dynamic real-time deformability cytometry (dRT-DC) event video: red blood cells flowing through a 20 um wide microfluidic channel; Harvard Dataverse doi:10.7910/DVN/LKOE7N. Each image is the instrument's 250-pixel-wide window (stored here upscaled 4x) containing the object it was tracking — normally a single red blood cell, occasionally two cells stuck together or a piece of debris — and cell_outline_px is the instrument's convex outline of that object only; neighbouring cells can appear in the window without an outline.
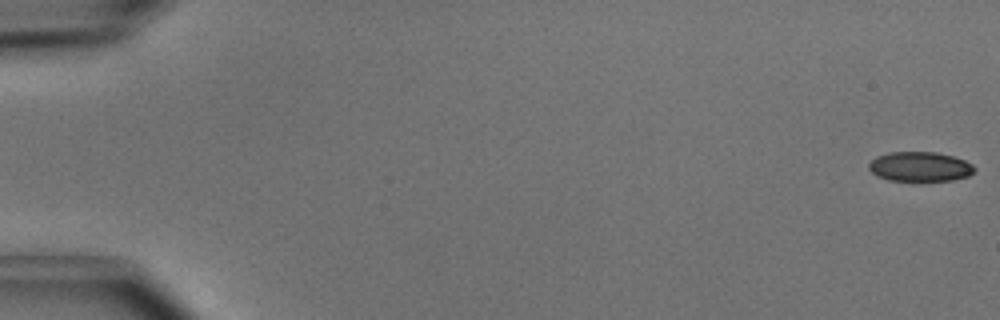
{"species": "common noctule bat (a hibernating species)", "species_latin": "Nyctalus noctula", "temperature_condition": "cold", "stored_images_in_passage": 17, "camera_frame_rate_fps": 3000, "um_per_image_px": 0.085, "animal": {"sex": "male", "body_mass_g": 15.6}, "frame": {"image": 1, "passage_image": 1, "time_ms": 0.0, "image_size_px": [1000, 320], "cell_outline_px": [[976, 168], [968, 176], [952, 180], [888, 180], [876, 176], [868, 168], [868, 164], [876, 156], [888, 152], [936, 152], [952, 156], [964, 160], [972, 164]], "centroid_in_image_um": [78.16, 14.15], "position_along_channel_um": 6.8, "area_um2": 18.15}}
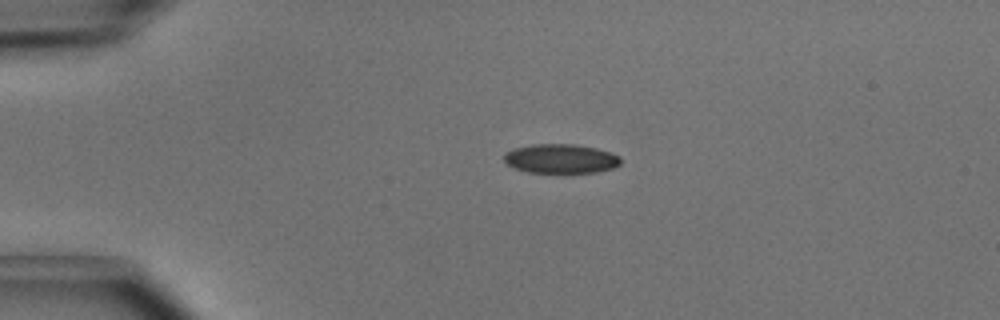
{"frame": {"image": 2, "passage_image": 12, "time_ms": 3.667, "image_size_px": [1000, 320], "cell_outline_px": [[620, 164], [612, 168], [596, 172], [528, 172], [512, 168], [504, 160], [504, 156], [512, 148], [532, 144], [576, 144], [596, 148], [612, 152], [620, 156]], "centroid_in_image_um": [47.66, 13.47], "position_along_channel_um": 37.3, "area_um2": 19.88}}